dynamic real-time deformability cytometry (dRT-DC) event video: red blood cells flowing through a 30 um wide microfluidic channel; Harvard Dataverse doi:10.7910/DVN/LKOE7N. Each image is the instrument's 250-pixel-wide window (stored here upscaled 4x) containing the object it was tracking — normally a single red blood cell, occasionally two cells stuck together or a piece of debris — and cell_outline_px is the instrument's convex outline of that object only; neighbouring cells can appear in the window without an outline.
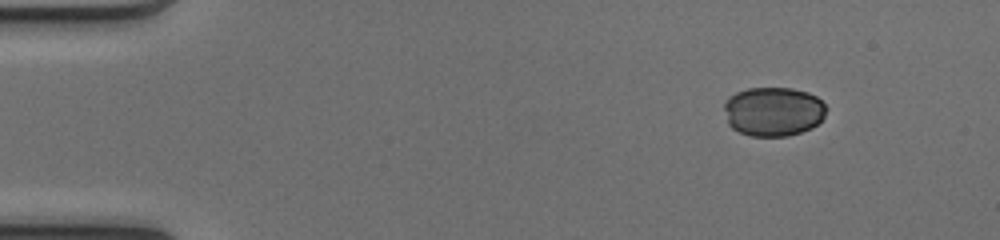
{"species": "common noctule bat (a hibernating species)", "species_latin": "Nyctalus noctula", "temperature_condition": "cold", "stored_images_in_passage": 25, "camera_frame_rate_fps": 3000, "um_per_image_px": 0.085, "animal": {"sex": "female", "body_mass_g": 17.0, "forearm_length_mm": 48.0}, "frame": {"image": 1, "passage_image": 1, "time_ms": 0.0, "image_size_px": [1000, 240], "cell_outline_px": [[828, 108], [824, 116], [812, 128], [788, 136], [752, 136], [740, 132], [732, 128], [728, 124], [724, 108], [724, 104], [728, 96], [736, 92], [748, 88], [792, 88], [808, 92], [816, 96]], "centroid_in_image_um": [65.73, 9.47], "position_along_channel_um": 19.3, "area_um2": 29.42}}
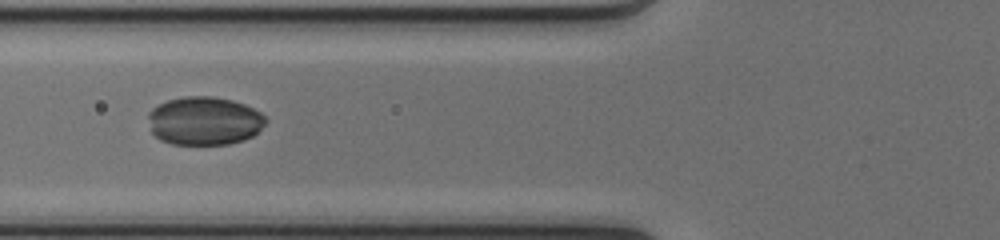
{"frame": {"image": 2, "passage_image": 15, "time_ms": 4.667, "image_size_px": [1000, 240], "cell_outline_px": [[268, 120], [252, 136], [244, 140], [228, 144], [172, 144], [160, 140], [152, 132], [148, 116], [148, 112], [152, 108], [168, 100], [184, 96], [212, 96], [232, 100], [244, 104], [260, 112]], "centroid_in_image_um": [17.36, 10.27], "position_along_channel_um": 108.4, "area_um2": 33.06}}
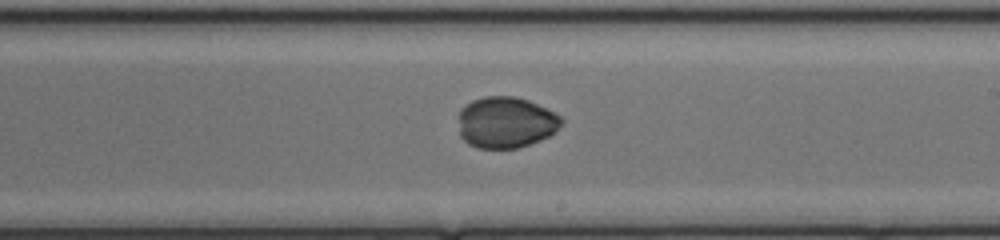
{"frame": {"image": 3, "passage_image": 25, "time_ms": 8.0, "image_size_px": [1000, 240], "cell_outline_px": [[564, 124], [548, 136], [540, 140], [516, 148], [476, 148], [468, 144], [460, 136], [460, 108], [472, 100], [484, 96], [512, 96], [528, 100], [560, 116], [564, 120]], "centroid_in_image_um": [42.99, 10.4], "position_along_channel_um": 246.0, "area_um2": 30.63}}